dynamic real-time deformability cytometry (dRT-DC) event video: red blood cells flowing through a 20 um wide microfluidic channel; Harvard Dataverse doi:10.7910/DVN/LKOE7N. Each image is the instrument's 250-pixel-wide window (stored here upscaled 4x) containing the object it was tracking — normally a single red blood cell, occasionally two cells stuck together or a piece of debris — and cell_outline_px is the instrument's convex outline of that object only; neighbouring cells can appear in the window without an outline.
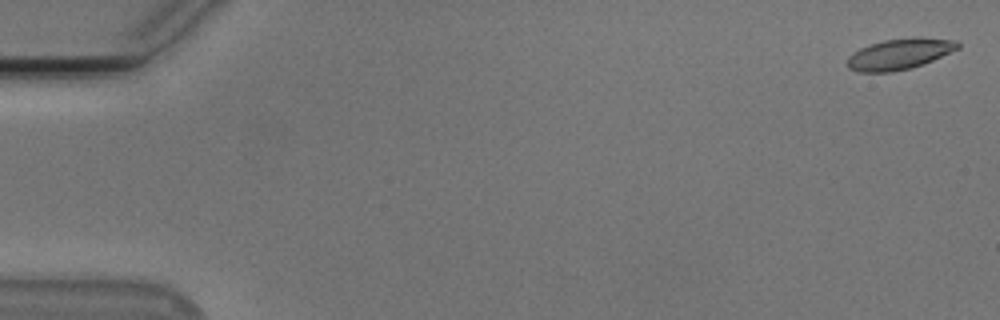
{"species": "Egyptian fruit bat (a non-hibernating species)", "species_latin": "Rousettus aegyptiacus", "temperature_condition": "cold", "stored_images_in_passage": 44, "camera_frame_rate_fps": 3000, "um_per_image_px": 0.085, "animal": {"sex": "male"}, "frame": {"image": 1, "passage_image": 2, "time_ms": 0.333, "image_size_px": [1000, 320], "cell_outline_px": [[960, 48], [932, 60], [912, 68], [892, 72], [860, 72], [848, 68], [848, 56], [860, 48], [884, 40], [956, 40], [960, 44]], "centroid_in_image_um": [76.4, 4.65], "position_along_channel_um": 8.6, "area_um2": 18.84}}
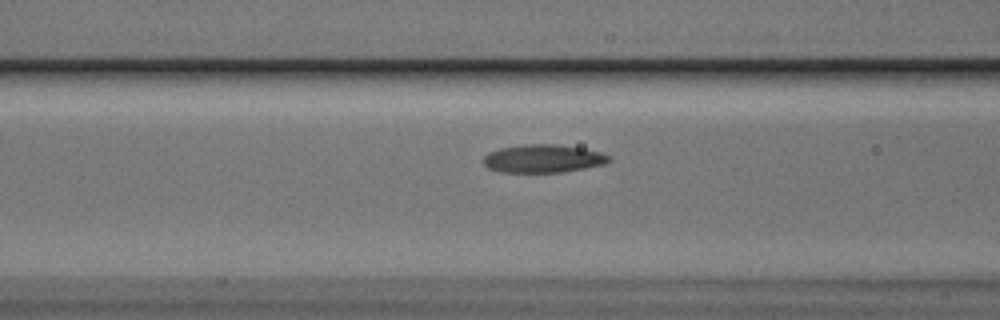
{"frame": {"image": 2, "passage_image": 23, "time_ms": 7.333, "image_size_px": [1000, 320], "cell_outline_px": [[612, 160], [604, 164], [584, 168], [560, 172], [500, 172], [488, 168], [484, 164], [484, 156], [488, 152], [500, 148], [524, 144], [556, 144], [580, 148], [600, 152], [608, 156]], "centroid_in_image_um": [46.13, 13.48], "position_along_channel_um": 120.5, "area_um2": 20.4}}
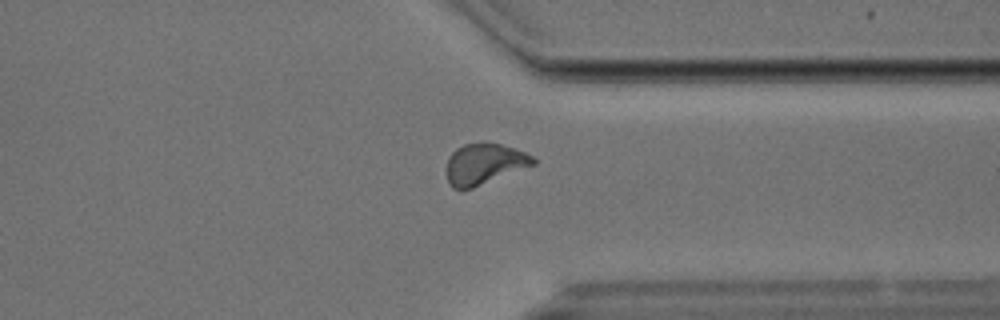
{"frame": {"image": 3, "passage_image": 43, "time_ms": 14.0, "image_size_px": [1000, 320], "cell_outline_px": [[536, 164], [472, 188], [452, 188], [448, 180], [448, 156], [456, 148], [464, 144], [500, 144], [524, 152], [532, 156], [536, 160]], "centroid_in_image_um": [41.17, 13.94], "position_along_channel_um": 370.2, "area_um2": 20.06}}